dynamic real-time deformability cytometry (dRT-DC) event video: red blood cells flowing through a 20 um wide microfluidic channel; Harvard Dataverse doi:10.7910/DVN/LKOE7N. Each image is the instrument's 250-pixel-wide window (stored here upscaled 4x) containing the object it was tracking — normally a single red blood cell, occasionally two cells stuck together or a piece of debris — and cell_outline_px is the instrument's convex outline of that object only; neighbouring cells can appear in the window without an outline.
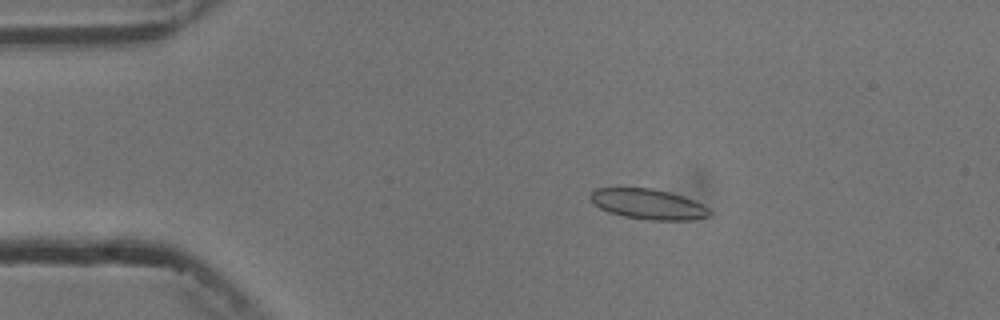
{"species": "common noctule bat (a hibernating species)", "species_latin": "Nyctalus noctula", "temperature_condition": "cold", "stored_images_in_passage": 4, "camera_frame_rate_fps": 3000, "um_per_image_px": 0.085, "animal": {"sex": "male", "body_mass_g": 13.3}, "frame": {"image": 1, "passage_image": 3, "time_ms": 2.333, "image_size_px": [1000, 320], "cell_outline_px": [[712, 212], [708, 216], [692, 220], [652, 220], [624, 216], [608, 212], [592, 204], [588, 196], [596, 188], [652, 188], [668, 192], [692, 200], [708, 208]], "centroid_in_image_um": [55.04, 17.35], "position_along_channel_um": 30.0, "area_um2": 20.87}}